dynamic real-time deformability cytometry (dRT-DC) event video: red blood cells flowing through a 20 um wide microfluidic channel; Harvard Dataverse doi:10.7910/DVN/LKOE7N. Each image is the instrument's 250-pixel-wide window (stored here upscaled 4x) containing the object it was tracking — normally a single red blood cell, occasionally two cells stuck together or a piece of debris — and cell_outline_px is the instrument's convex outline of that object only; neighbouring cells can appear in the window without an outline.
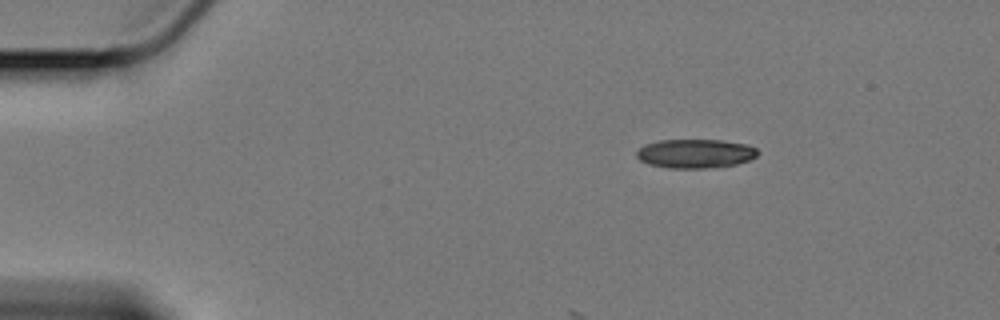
{"species": "Egyptian fruit bat (a non-hibernating species)", "species_latin": "Rousettus aegyptiacus", "temperature_condition": "cold", "stored_images_in_passage": 4, "camera_frame_rate_fps": 3000, "um_per_image_px": 0.085, "animal": {"sex": "female"}, "frame": {"image": 1, "passage_image": 1, "time_ms": 0.0, "image_size_px": [1000, 320], "cell_outline_px": [[760, 152], [756, 156], [748, 160], [736, 164], [704, 168], [672, 168], [648, 164], [640, 160], [636, 156], [636, 152], [644, 144], [660, 140], [724, 140], [748, 144], [756, 148]], "centroid_in_image_um": [59.11, 13.04], "position_along_channel_um": 25.9, "area_um2": 20.46}}